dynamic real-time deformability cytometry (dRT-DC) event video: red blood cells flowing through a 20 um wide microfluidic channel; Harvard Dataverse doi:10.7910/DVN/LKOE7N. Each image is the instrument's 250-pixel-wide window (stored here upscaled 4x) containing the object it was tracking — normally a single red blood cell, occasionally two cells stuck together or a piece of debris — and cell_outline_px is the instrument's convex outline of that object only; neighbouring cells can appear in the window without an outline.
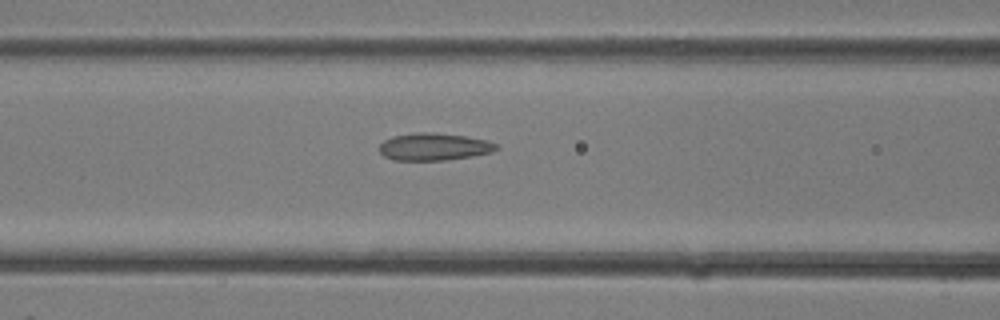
{"species": "common noctule bat (a hibernating species)", "species_latin": "Nyctalus noctula", "temperature_condition": "room temperature", "stored_images_in_passage": 27, "camera_frame_rate_fps": 3000, "um_per_image_px": 0.085, "animal": {"sex": "female"}, "frame": {"image": 1, "passage_image": 8, "time_ms": 2.333, "image_size_px": [1000, 320], "cell_outline_px": [[500, 148], [492, 152], [472, 156], [444, 160], [392, 160], [384, 156], [380, 152], [380, 144], [384, 140], [392, 136], [420, 132], [436, 132], [464, 136], [488, 140], [496, 144]], "centroid_in_image_um": [36.9, 12.47], "position_along_channel_um": 129.7, "area_um2": 18.67}}
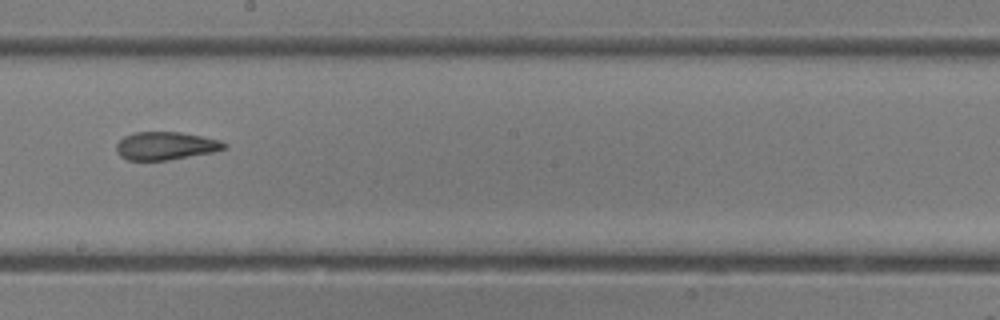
{"frame": {"image": 2, "passage_image": 13, "time_ms": 4.0, "image_size_px": [1000, 320], "cell_outline_px": [[228, 144], [224, 148], [216, 152], [168, 160], [128, 160], [120, 156], [116, 152], [116, 144], [124, 136], [136, 132], [180, 132], [220, 140]], "centroid_in_image_um": [14.08, 12.4], "position_along_channel_um": 234.1, "area_um2": 17.63}}
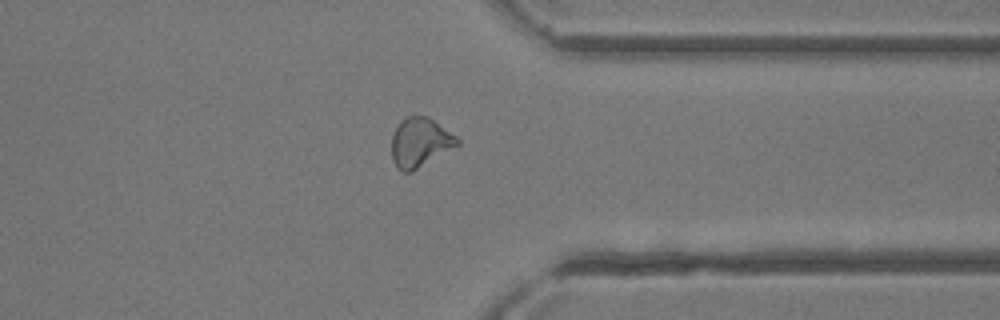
{"frame": {"image": 3, "passage_image": 20, "time_ms": 6.333, "image_size_px": [1000, 320], "cell_outline_px": [[460, 144], [412, 172], [404, 172], [396, 168], [392, 160], [392, 136], [400, 120], [408, 116], [428, 116], [456, 136], [460, 140]], "centroid_in_image_um": [35.69, 12.12], "position_along_channel_um": 375.7, "area_um2": 18.84}}